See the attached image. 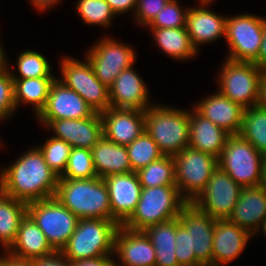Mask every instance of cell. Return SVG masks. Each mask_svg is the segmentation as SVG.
Wrapping results in <instances>:
<instances>
[{"label": "cell", "mask_w": 266, "mask_h": 266, "mask_svg": "<svg viewBox=\"0 0 266 266\" xmlns=\"http://www.w3.org/2000/svg\"><path fill=\"white\" fill-rule=\"evenodd\" d=\"M264 19L253 15H240L227 18L225 38L232 61L253 62L259 54L263 35Z\"/></svg>", "instance_id": "cell-12"}, {"label": "cell", "mask_w": 266, "mask_h": 266, "mask_svg": "<svg viewBox=\"0 0 266 266\" xmlns=\"http://www.w3.org/2000/svg\"><path fill=\"white\" fill-rule=\"evenodd\" d=\"M136 173L142 188L176 186L173 156L164 155Z\"/></svg>", "instance_id": "cell-33"}, {"label": "cell", "mask_w": 266, "mask_h": 266, "mask_svg": "<svg viewBox=\"0 0 266 266\" xmlns=\"http://www.w3.org/2000/svg\"><path fill=\"white\" fill-rule=\"evenodd\" d=\"M196 111L230 135H237L241 130L244 108L219 92L203 100Z\"/></svg>", "instance_id": "cell-23"}, {"label": "cell", "mask_w": 266, "mask_h": 266, "mask_svg": "<svg viewBox=\"0 0 266 266\" xmlns=\"http://www.w3.org/2000/svg\"><path fill=\"white\" fill-rule=\"evenodd\" d=\"M247 232H254L262 222L266 227V186L243 187L238 202L227 218Z\"/></svg>", "instance_id": "cell-19"}, {"label": "cell", "mask_w": 266, "mask_h": 266, "mask_svg": "<svg viewBox=\"0 0 266 266\" xmlns=\"http://www.w3.org/2000/svg\"><path fill=\"white\" fill-rule=\"evenodd\" d=\"M27 214V203L16 200L0 190V241L6 248L14 243L20 221Z\"/></svg>", "instance_id": "cell-29"}, {"label": "cell", "mask_w": 266, "mask_h": 266, "mask_svg": "<svg viewBox=\"0 0 266 266\" xmlns=\"http://www.w3.org/2000/svg\"><path fill=\"white\" fill-rule=\"evenodd\" d=\"M126 148L133 172L164 156L157 143L145 131Z\"/></svg>", "instance_id": "cell-34"}, {"label": "cell", "mask_w": 266, "mask_h": 266, "mask_svg": "<svg viewBox=\"0 0 266 266\" xmlns=\"http://www.w3.org/2000/svg\"><path fill=\"white\" fill-rule=\"evenodd\" d=\"M71 266H118L108 256L70 261Z\"/></svg>", "instance_id": "cell-44"}, {"label": "cell", "mask_w": 266, "mask_h": 266, "mask_svg": "<svg viewBox=\"0 0 266 266\" xmlns=\"http://www.w3.org/2000/svg\"><path fill=\"white\" fill-rule=\"evenodd\" d=\"M17 65L21 77L12 76V79L52 77L50 66L45 57L34 51H25L20 54Z\"/></svg>", "instance_id": "cell-37"}, {"label": "cell", "mask_w": 266, "mask_h": 266, "mask_svg": "<svg viewBox=\"0 0 266 266\" xmlns=\"http://www.w3.org/2000/svg\"><path fill=\"white\" fill-rule=\"evenodd\" d=\"M175 254L179 266H203L191 251L190 233L176 218Z\"/></svg>", "instance_id": "cell-40"}, {"label": "cell", "mask_w": 266, "mask_h": 266, "mask_svg": "<svg viewBox=\"0 0 266 266\" xmlns=\"http://www.w3.org/2000/svg\"><path fill=\"white\" fill-rule=\"evenodd\" d=\"M239 135L260 152H266V109L260 106L245 108Z\"/></svg>", "instance_id": "cell-32"}, {"label": "cell", "mask_w": 266, "mask_h": 266, "mask_svg": "<svg viewBox=\"0 0 266 266\" xmlns=\"http://www.w3.org/2000/svg\"><path fill=\"white\" fill-rule=\"evenodd\" d=\"M0 266H34V262L32 260L19 259L9 254L7 257L0 258Z\"/></svg>", "instance_id": "cell-47"}, {"label": "cell", "mask_w": 266, "mask_h": 266, "mask_svg": "<svg viewBox=\"0 0 266 266\" xmlns=\"http://www.w3.org/2000/svg\"><path fill=\"white\" fill-rule=\"evenodd\" d=\"M112 11L115 13H122L137 5V0H105Z\"/></svg>", "instance_id": "cell-45"}, {"label": "cell", "mask_w": 266, "mask_h": 266, "mask_svg": "<svg viewBox=\"0 0 266 266\" xmlns=\"http://www.w3.org/2000/svg\"><path fill=\"white\" fill-rule=\"evenodd\" d=\"M262 155L239 134L230 135L218 157V166L242 188L260 186Z\"/></svg>", "instance_id": "cell-6"}, {"label": "cell", "mask_w": 266, "mask_h": 266, "mask_svg": "<svg viewBox=\"0 0 266 266\" xmlns=\"http://www.w3.org/2000/svg\"><path fill=\"white\" fill-rule=\"evenodd\" d=\"M202 1V4L204 3H206L207 4V2H209V1H211V0H201Z\"/></svg>", "instance_id": "cell-52"}, {"label": "cell", "mask_w": 266, "mask_h": 266, "mask_svg": "<svg viewBox=\"0 0 266 266\" xmlns=\"http://www.w3.org/2000/svg\"><path fill=\"white\" fill-rule=\"evenodd\" d=\"M71 148L72 146L64 140L53 137L39 150L49 168L60 177L67 167Z\"/></svg>", "instance_id": "cell-36"}, {"label": "cell", "mask_w": 266, "mask_h": 266, "mask_svg": "<svg viewBox=\"0 0 266 266\" xmlns=\"http://www.w3.org/2000/svg\"><path fill=\"white\" fill-rule=\"evenodd\" d=\"M176 186L142 188L141 196L132 215L123 227L144 231L147 227L176 219L181 208L187 203Z\"/></svg>", "instance_id": "cell-3"}, {"label": "cell", "mask_w": 266, "mask_h": 266, "mask_svg": "<svg viewBox=\"0 0 266 266\" xmlns=\"http://www.w3.org/2000/svg\"><path fill=\"white\" fill-rule=\"evenodd\" d=\"M58 0H32L34 5H36L39 9L43 10L46 7H50V4L56 3Z\"/></svg>", "instance_id": "cell-49"}, {"label": "cell", "mask_w": 266, "mask_h": 266, "mask_svg": "<svg viewBox=\"0 0 266 266\" xmlns=\"http://www.w3.org/2000/svg\"><path fill=\"white\" fill-rule=\"evenodd\" d=\"M176 0H169L162 11L149 24L151 28H180L186 27L188 10L183 13Z\"/></svg>", "instance_id": "cell-39"}, {"label": "cell", "mask_w": 266, "mask_h": 266, "mask_svg": "<svg viewBox=\"0 0 266 266\" xmlns=\"http://www.w3.org/2000/svg\"><path fill=\"white\" fill-rule=\"evenodd\" d=\"M86 62L65 58L61 67L65 82H61L79 94L94 112L101 113L111 107L109 88L97 79L88 59Z\"/></svg>", "instance_id": "cell-10"}, {"label": "cell", "mask_w": 266, "mask_h": 266, "mask_svg": "<svg viewBox=\"0 0 266 266\" xmlns=\"http://www.w3.org/2000/svg\"><path fill=\"white\" fill-rule=\"evenodd\" d=\"M27 214L42 230L55 251H61L66 246L79 221L55 197L28 203Z\"/></svg>", "instance_id": "cell-7"}, {"label": "cell", "mask_w": 266, "mask_h": 266, "mask_svg": "<svg viewBox=\"0 0 266 266\" xmlns=\"http://www.w3.org/2000/svg\"><path fill=\"white\" fill-rule=\"evenodd\" d=\"M241 189L242 187L218 166L205 189L192 203L215 220L227 219L238 202Z\"/></svg>", "instance_id": "cell-11"}, {"label": "cell", "mask_w": 266, "mask_h": 266, "mask_svg": "<svg viewBox=\"0 0 266 266\" xmlns=\"http://www.w3.org/2000/svg\"><path fill=\"white\" fill-rule=\"evenodd\" d=\"M251 233L228 219H216L213 235L212 266L230 262L244 249Z\"/></svg>", "instance_id": "cell-22"}, {"label": "cell", "mask_w": 266, "mask_h": 266, "mask_svg": "<svg viewBox=\"0 0 266 266\" xmlns=\"http://www.w3.org/2000/svg\"><path fill=\"white\" fill-rule=\"evenodd\" d=\"M261 69H266V20L264 19L263 35L258 57L253 61Z\"/></svg>", "instance_id": "cell-46"}, {"label": "cell", "mask_w": 266, "mask_h": 266, "mask_svg": "<svg viewBox=\"0 0 266 266\" xmlns=\"http://www.w3.org/2000/svg\"><path fill=\"white\" fill-rule=\"evenodd\" d=\"M95 172L92 152L89 149L72 147L67 167L59 179H92Z\"/></svg>", "instance_id": "cell-35"}, {"label": "cell", "mask_w": 266, "mask_h": 266, "mask_svg": "<svg viewBox=\"0 0 266 266\" xmlns=\"http://www.w3.org/2000/svg\"><path fill=\"white\" fill-rule=\"evenodd\" d=\"M257 106L266 109V69L260 77Z\"/></svg>", "instance_id": "cell-48"}, {"label": "cell", "mask_w": 266, "mask_h": 266, "mask_svg": "<svg viewBox=\"0 0 266 266\" xmlns=\"http://www.w3.org/2000/svg\"><path fill=\"white\" fill-rule=\"evenodd\" d=\"M173 158L176 187L180 195L183 189L188 190L184 200L192 203L205 189L210 176L218 167V158L191 147L184 148Z\"/></svg>", "instance_id": "cell-8"}, {"label": "cell", "mask_w": 266, "mask_h": 266, "mask_svg": "<svg viewBox=\"0 0 266 266\" xmlns=\"http://www.w3.org/2000/svg\"><path fill=\"white\" fill-rule=\"evenodd\" d=\"M14 109V81L11 73L5 69L0 72V118L10 115Z\"/></svg>", "instance_id": "cell-41"}, {"label": "cell", "mask_w": 266, "mask_h": 266, "mask_svg": "<svg viewBox=\"0 0 266 266\" xmlns=\"http://www.w3.org/2000/svg\"><path fill=\"white\" fill-rule=\"evenodd\" d=\"M169 0H137V16L141 24L149 25Z\"/></svg>", "instance_id": "cell-42"}, {"label": "cell", "mask_w": 266, "mask_h": 266, "mask_svg": "<svg viewBox=\"0 0 266 266\" xmlns=\"http://www.w3.org/2000/svg\"><path fill=\"white\" fill-rule=\"evenodd\" d=\"M119 226L114 220L79 219L76 230L61 250L64 259H94L112 254Z\"/></svg>", "instance_id": "cell-4"}, {"label": "cell", "mask_w": 266, "mask_h": 266, "mask_svg": "<svg viewBox=\"0 0 266 266\" xmlns=\"http://www.w3.org/2000/svg\"><path fill=\"white\" fill-rule=\"evenodd\" d=\"M226 61L219 80V93L244 109L256 106L263 69L254 62L232 61L229 59Z\"/></svg>", "instance_id": "cell-9"}, {"label": "cell", "mask_w": 266, "mask_h": 266, "mask_svg": "<svg viewBox=\"0 0 266 266\" xmlns=\"http://www.w3.org/2000/svg\"><path fill=\"white\" fill-rule=\"evenodd\" d=\"M95 172L105 178L112 174L133 172L126 146L113 143L104 136L91 149Z\"/></svg>", "instance_id": "cell-26"}, {"label": "cell", "mask_w": 266, "mask_h": 266, "mask_svg": "<svg viewBox=\"0 0 266 266\" xmlns=\"http://www.w3.org/2000/svg\"><path fill=\"white\" fill-rule=\"evenodd\" d=\"M64 255L61 251H55L52 254L33 259L34 266H71L68 259L62 260Z\"/></svg>", "instance_id": "cell-43"}, {"label": "cell", "mask_w": 266, "mask_h": 266, "mask_svg": "<svg viewBox=\"0 0 266 266\" xmlns=\"http://www.w3.org/2000/svg\"><path fill=\"white\" fill-rule=\"evenodd\" d=\"M94 113L79 94L55 80L50 87L46 105L38 116L47 125L52 120L84 119Z\"/></svg>", "instance_id": "cell-15"}, {"label": "cell", "mask_w": 266, "mask_h": 266, "mask_svg": "<svg viewBox=\"0 0 266 266\" xmlns=\"http://www.w3.org/2000/svg\"><path fill=\"white\" fill-rule=\"evenodd\" d=\"M180 223L189 231L191 251L202 265H212L215 219L193 203H186L179 213Z\"/></svg>", "instance_id": "cell-14"}, {"label": "cell", "mask_w": 266, "mask_h": 266, "mask_svg": "<svg viewBox=\"0 0 266 266\" xmlns=\"http://www.w3.org/2000/svg\"><path fill=\"white\" fill-rule=\"evenodd\" d=\"M52 127L58 139L64 140L72 147L91 150L103 137V122L100 113H94L84 119L52 120L47 126Z\"/></svg>", "instance_id": "cell-18"}, {"label": "cell", "mask_w": 266, "mask_h": 266, "mask_svg": "<svg viewBox=\"0 0 266 266\" xmlns=\"http://www.w3.org/2000/svg\"><path fill=\"white\" fill-rule=\"evenodd\" d=\"M15 107L21 101L35 105L37 114L45 107L53 77L13 79Z\"/></svg>", "instance_id": "cell-30"}, {"label": "cell", "mask_w": 266, "mask_h": 266, "mask_svg": "<svg viewBox=\"0 0 266 266\" xmlns=\"http://www.w3.org/2000/svg\"><path fill=\"white\" fill-rule=\"evenodd\" d=\"M110 198L112 219L122 225L134 212L142 187L136 172L112 174L103 178Z\"/></svg>", "instance_id": "cell-16"}, {"label": "cell", "mask_w": 266, "mask_h": 266, "mask_svg": "<svg viewBox=\"0 0 266 266\" xmlns=\"http://www.w3.org/2000/svg\"><path fill=\"white\" fill-rule=\"evenodd\" d=\"M227 18H221L205 8L190 9L186 18V30L197 49V44L214 41L225 36Z\"/></svg>", "instance_id": "cell-27"}, {"label": "cell", "mask_w": 266, "mask_h": 266, "mask_svg": "<svg viewBox=\"0 0 266 266\" xmlns=\"http://www.w3.org/2000/svg\"><path fill=\"white\" fill-rule=\"evenodd\" d=\"M189 113V147L219 157L230 134L209 119Z\"/></svg>", "instance_id": "cell-25"}, {"label": "cell", "mask_w": 266, "mask_h": 266, "mask_svg": "<svg viewBox=\"0 0 266 266\" xmlns=\"http://www.w3.org/2000/svg\"><path fill=\"white\" fill-rule=\"evenodd\" d=\"M0 176V190L27 204L53 198L59 180L39 148L23 155Z\"/></svg>", "instance_id": "cell-1"}, {"label": "cell", "mask_w": 266, "mask_h": 266, "mask_svg": "<svg viewBox=\"0 0 266 266\" xmlns=\"http://www.w3.org/2000/svg\"><path fill=\"white\" fill-rule=\"evenodd\" d=\"M5 60H4V52L2 48L0 47V72H3L5 70Z\"/></svg>", "instance_id": "cell-51"}, {"label": "cell", "mask_w": 266, "mask_h": 266, "mask_svg": "<svg viewBox=\"0 0 266 266\" xmlns=\"http://www.w3.org/2000/svg\"><path fill=\"white\" fill-rule=\"evenodd\" d=\"M163 155L175 156L189 147V113L167 107L145 110V130Z\"/></svg>", "instance_id": "cell-5"}, {"label": "cell", "mask_w": 266, "mask_h": 266, "mask_svg": "<svg viewBox=\"0 0 266 266\" xmlns=\"http://www.w3.org/2000/svg\"><path fill=\"white\" fill-rule=\"evenodd\" d=\"M155 39L165 53L177 59H187L196 54L197 50L187 33L186 27L153 28Z\"/></svg>", "instance_id": "cell-31"}, {"label": "cell", "mask_w": 266, "mask_h": 266, "mask_svg": "<svg viewBox=\"0 0 266 266\" xmlns=\"http://www.w3.org/2000/svg\"><path fill=\"white\" fill-rule=\"evenodd\" d=\"M54 197L79 219L113 220L103 178L59 179Z\"/></svg>", "instance_id": "cell-2"}, {"label": "cell", "mask_w": 266, "mask_h": 266, "mask_svg": "<svg viewBox=\"0 0 266 266\" xmlns=\"http://www.w3.org/2000/svg\"><path fill=\"white\" fill-rule=\"evenodd\" d=\"M114 251L126 266H156L154 246L144 231L120 225L115 234Z\"/></svg>", "instance_id": "cell-20"}, {"label": "cell", "mask_w": 266, "mask_h": 266, "mask_svg": "<svg viewBox=\"0 0 266 266\" xmlns=\"http://www.w3.org/2000/svg\"><path fill=\"white\" fill-rule=\"evenodd\" d=\"M262 185L266 186V152L262 155Z\"/></svg>", "instance_id": "cell-50"}, {"label": "cell", "mask_w": 266, "mask_h": 266, "mask_svg": "<svg viewBox=\"0 0 266 266\" xmlns=\"http://www.w3.org/2000/svg\"><path fill=\"white\" fill-rule=\"evenodd\" d=\"M147 89L132 69H124L109 87V100L112 108L147 110ZM146 107V108H145Z\"/></svg>", "instance_id": "cell-21"}, {"label": "cell", "mask_w": 266, "mask_h": 266, "mask_svg": "<svg viewBox=\"0 0 266 266\" xmlns=\"http://www.w3.org/2000/svg\"><path fill=\"white\" fill-rule=\"evenodd\" d=\"M103 136L113 143L127 146L145 130V111L110 107L100 113Z\"/></svg>", "instance_id": "cell-17"}, {"label": "cell", "mask_w": 266, "mask_h": 266, "mask_svg": "<svg viewBox=\"0 0 266 266\" xmlns=\"http://www.w3.org/2000/svg\"><path fill=\"white\" fill-rule=\"evenodd\" d=\"M11 248L16 251L10 252L11 256L26 260L45 257L55 252L42 230L28 214L20 221L17 236Z\"/></svg>", "instance_id": "cell-24"}, {"label": "cell", "mask_w": 266, "mask_h": 266, "mask_svg": "<svg viewBox=\"0 0 266 266\" xmlns=\"http://www.w3.org/2000/svg\"><path fill=\"white\" fill-rule=\"evenodd\" d=\"M77 10L82 19L89 24L109 25L115 13L105 0H79Z\"/></svg>", "instance_id": "cell-38"}, {"label": "cell", "mask_w": 266, "mask_h": 266, "mask_svg": "<svg viewBox=\"0 0 266 266\" xmlns=\"http://www.w3.org/2000/svg\"><path fill=\"white\" fill-rule=\"evenodd\" d=\"M134 55L129 47L104 39L91 50L87 59L97 79L109 88L124 69L133 65Z\"/></svg>", "instance_id": "cell-13"}, {"label": "cell", "mask_w": 266, "mask_h": 266, "mask_svg": "<svg viewBox=\"0 0 266 266\" xmlns=\"http://www.w3.org/2000/svg\"><path fill=\"white\" fill-rule=\"evenodd\" d=\"M144 232L155 249L156 266H179L176 248V219L147 227Z\"/></svg>", "instance_id": "cell-28"}]
</instances>
